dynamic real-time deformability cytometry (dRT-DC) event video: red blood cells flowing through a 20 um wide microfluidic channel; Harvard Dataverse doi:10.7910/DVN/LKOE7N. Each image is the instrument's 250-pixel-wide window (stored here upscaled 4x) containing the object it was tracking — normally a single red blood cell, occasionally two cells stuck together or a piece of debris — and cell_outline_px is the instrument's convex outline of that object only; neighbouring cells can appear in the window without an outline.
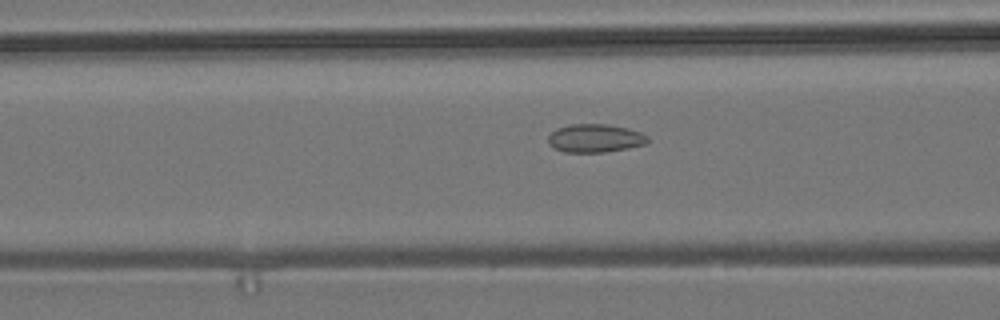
{"species": "common noctule bat (a hibernating species)", "species_latin": "Nyctalus noctula", "temperature_condition": "room temperature", "stored_images_in_passage": 14, "camera_frame_rate_fps": 3000, "um_per_image_px": 0.085, "animal": {"sex": "male", "body_mass_g": 19.2, "forearm_length_mm": 51.8}, "frame": {"image": 1, "passage_image": 12, "time_ms": 3.667, "image_size_px": [1000, 320], "cell_outline_px": [[648, 140], [644, 144], [628, 148], [604, 152], [564, 152], [552, 148], [548, 144], [548, 136], [556, 128], [568, 124], [608, 124], [628, 128], [640, 132], [648, 136]], "centroid_in_image_um": [50.54, 11.74], "position_along_channel_um": 116.1, "area_um2": 16.53}}